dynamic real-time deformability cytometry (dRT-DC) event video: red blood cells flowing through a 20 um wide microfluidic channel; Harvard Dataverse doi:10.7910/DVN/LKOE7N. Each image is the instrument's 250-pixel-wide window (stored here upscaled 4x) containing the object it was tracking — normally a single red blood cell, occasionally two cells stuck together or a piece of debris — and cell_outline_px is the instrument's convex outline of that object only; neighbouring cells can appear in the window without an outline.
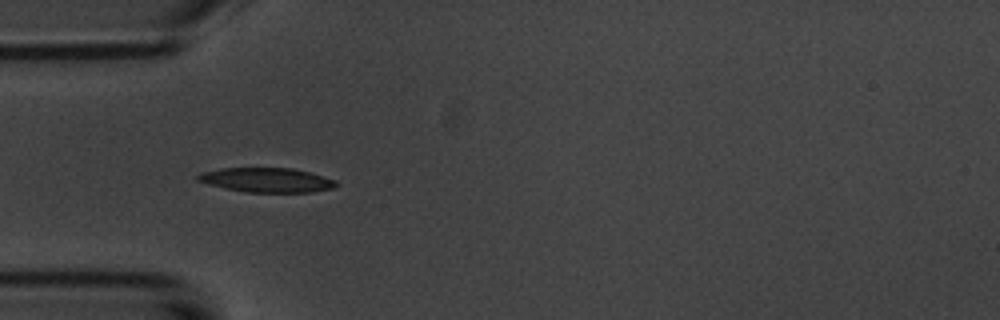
{"species": "common noctule bat (a hibernating species)", "species_latin": "Nyctalus noctula", "temperature_condition": "room temperature", "stored_images_in_passage": 13, "camera_frame_rate_fps": 3000, "um_per_image_px": 0.085, "animal": {"sex": "male", "body_mass_g": 20.1, "forearm_length_mm": 53.5}, "frame": {"image": 1, "passage_image": 3, "time_ms": 3.0, "image_size_px": [1000, 320], "cell_outline_px": [[340, 184], [332, 188], [312, 192], [244, 192], [208, 184], [196, 180], [196, 176], [204, 172], [220, 168], [292, 168], [308, 172], [336, 180]], "centroid_in_image_um": [22.68, 15.3], "position_along_channel_um": 62.3, "area_um2": 19.59}}
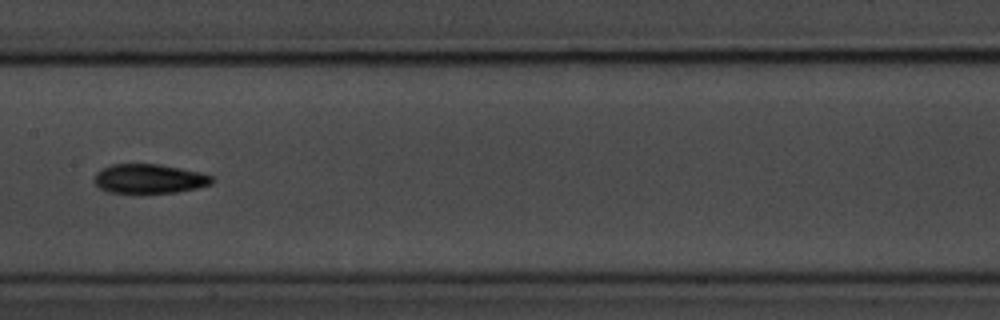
{"frame": {"image": 2, "passage_image": 6, "time_ms": 6.667, "image_size_px": [1000, 320], "cell_outline_px": [[212, 184], [196, 188], [176, 192], [108, 192], [100, 188], [92, 180], [96, 172], [112, 164], [160, 164], [200, 172], [212, 176]], "centroid_in_image_um": [12.67, 15.18], "position_along_channel_um": 194.7, "area_um2": 19.88}}
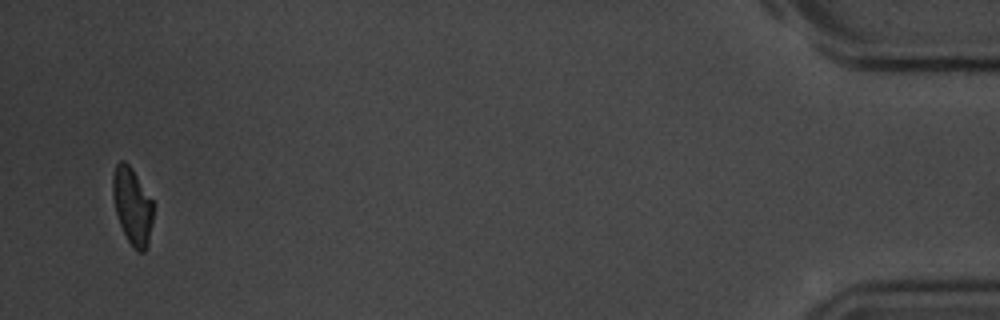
{"frame": {"image": 3, "passage_image": 13, "time_ms": 15.333, "image_size_px": [1000, 320], "cell_outline_px": [[156, 204], [148, 244], [144, 252], [140, 252], [128, 240], [120, 224], [116, 212], [112, 196], [112, 176], [116, 164], [120, 160], [124, 160], [132, 168]], "centroid_in_image_um": [11.28, 17.46], "position_along_channel_um": 423.9, "area_um2": 18.38}, "authors_computed_cell_mechanics": {"area_um2": 19.3052, "velocity_mm_per_s": 3.6208, "shape_relaxation_time_tau1_ms": 2.7828, "shape_relaxation_time_tau2_ms": 3.1432, "deformation_change_tau1": 0.1279, "deformation_change_tau2": 0.0906}}